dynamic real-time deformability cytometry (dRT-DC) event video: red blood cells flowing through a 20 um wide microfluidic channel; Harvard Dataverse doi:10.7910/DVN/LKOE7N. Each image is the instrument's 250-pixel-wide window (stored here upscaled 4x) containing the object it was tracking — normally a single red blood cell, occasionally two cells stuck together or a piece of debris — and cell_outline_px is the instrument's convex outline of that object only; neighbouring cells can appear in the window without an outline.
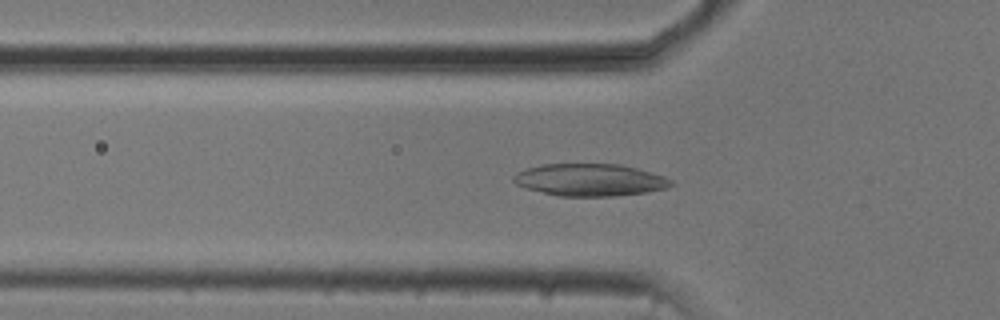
{"species": "common noctule bat (a hibernating species)", "species_latin": "Nyctalus noctula", "temperature_condition": "cold", "stored_images_in_passage": 53, "camera_frame_rate_fps": 3000, "um_per_image_px": 0.085, "animal": {"sex": "male", "body_mass_g": 20.5, "forearm_length_mm": 52.5}, "frame": {"image": 1, "passage_image": 17, "time_ms": 5.333, "image_size_px": [1000, 320], "cell_outline_px": [[672, 184], [668, 188], [648, 192], [616, 196], [560, 196], [524, 188], [516, 184], [512, 180], [512, 176], [516, 172], [540, 164], [620, 164], [636, 168], [664, 176], [672, 180]], "centroid_in_image_um": [50.12, 15.29], "position_along_channel_um": 75.7, "area_um2": 29.71}}
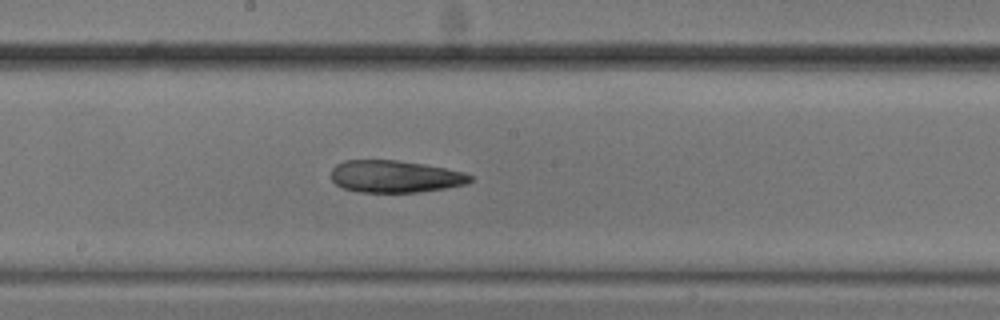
{"frame": {"image": 2, "passage_image": 28, "time_ms": 9.0, "image_size_px": [1000, 320], "cell_outline_px": [[472, 180], [468, 184], [444, 188], [416, 192], [360, 192], [344, 188], [336, 184], [332, 180], [332, 168], [336, 164], [344, 160], [396, 160], [424, 164], [464, 172], [472, 176]], "centroid_in_image_um": [33.58, 14.99], "position_along_channel_um": 214.6, "area_um2": 25.95}}
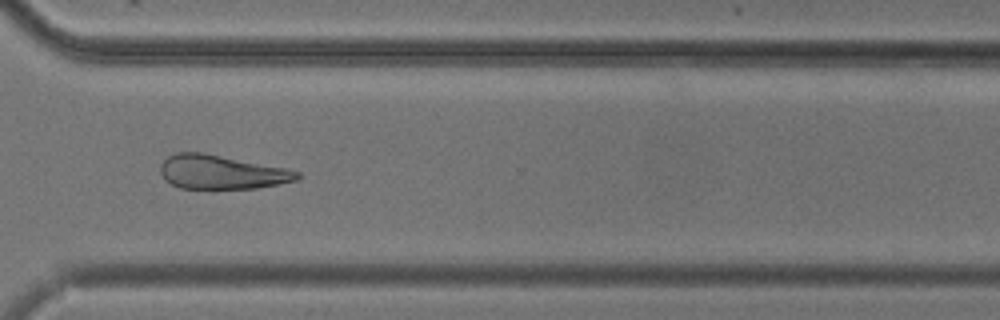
{"frame": {"image": 3, "passage_image": 39, "time_ms": 12.667, "image_size_px": [1000, 320], "cell_outline_px": [[300, 176], [296, 180], [256, 188], [180, 188], [164, 180], [160, 172], [160, 164], [168, 156], [176, 152], [204, 152], [284, 168], [300, 172]], "centroid_in_image_um": [18.77, 14.62], "position_along_channel_um": 351.8, "area_um2": 26.88}, "authors_computed_cell_mechanics": {"area_um2": 28.8422, "velocity_mm_per_s": 3.7575, "shape_relaxation_time_tau1_ms": null, "shape_relaxation_time_tau2_ms": 7.6204, "deformation_change_tau1": null, "deformation_change_tau2": 0.1898}}